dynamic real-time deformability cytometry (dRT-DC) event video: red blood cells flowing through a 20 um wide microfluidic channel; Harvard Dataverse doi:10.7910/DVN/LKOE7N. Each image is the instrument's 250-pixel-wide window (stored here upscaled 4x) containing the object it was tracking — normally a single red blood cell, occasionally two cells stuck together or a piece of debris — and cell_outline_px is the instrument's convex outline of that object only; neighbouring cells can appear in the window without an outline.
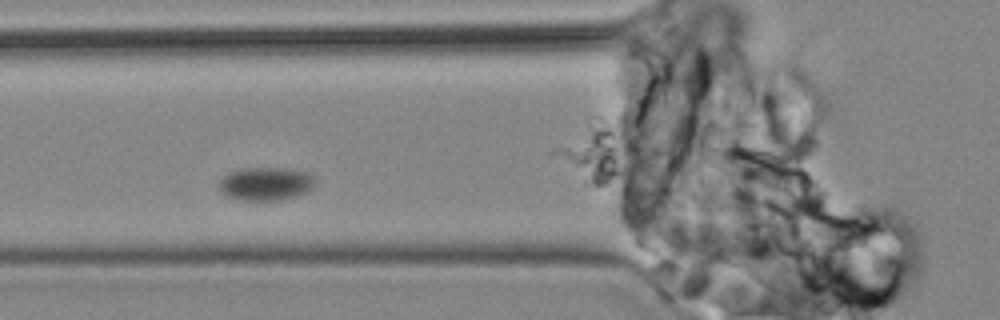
{"species": "common noctule bat (a hibernating species)", "species_latin": "Nyctalus noctula", "temperature_condition": "cold", "stored_images_in_passage": 2, "camera_frame_rate_fps": 3000, "um_per_image_px": 0.085, "animal": {"sex": "male", "body_mass_g": 19.2, "forearm_length_mm": 51.8}, "frame": {"image": 1, "passage_image": 2, "time_ms": 1.667, "image_size_px": [1000, 320], "cell_outline_px": [[316, 180], [304, 192], [280, 200], [236, 200], [220, 192], [220, 180], [224, 176], [232, 172], [244, 168], [284, 168], [308, 172]], "centroid_in_image_um": [22.54, 15.62], "position_along_channel_um": 103.3, "area_um2": 18.21}}